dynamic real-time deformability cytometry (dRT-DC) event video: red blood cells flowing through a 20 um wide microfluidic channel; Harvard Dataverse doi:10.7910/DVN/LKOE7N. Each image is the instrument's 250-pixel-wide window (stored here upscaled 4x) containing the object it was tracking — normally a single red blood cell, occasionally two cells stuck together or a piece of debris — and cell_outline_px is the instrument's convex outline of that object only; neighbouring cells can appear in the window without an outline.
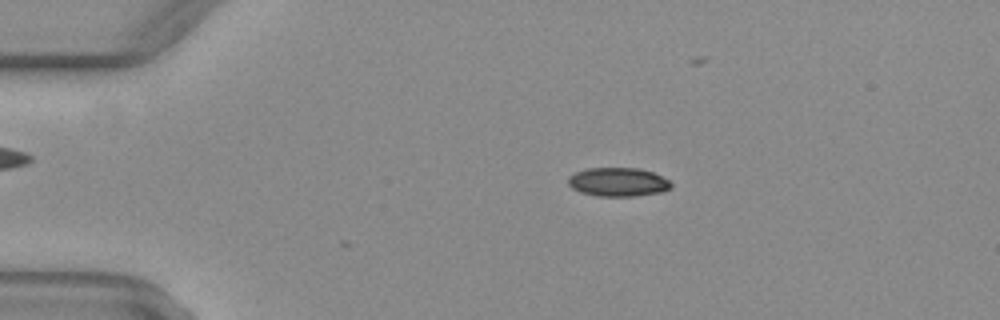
{"species": "common noctule bat (a hibernating species)", "species_latin": "Nyctalus noctula", "temperature_condition": "warm", "stored_images_in_passage": 9, "camera_frame_rate_fps": 3000, "um_per_image_px": 0.085, "animal": {"sex": "female", "body_mass_g": 29.2, "forearm_length_mm": 56.3}, "frame": {"image": 1, "passage_image": 7, "time_ms": 2.0, "image_size_px": [1000, 320], "cell_outline_px": [[672, 188], [660, 192], [632, 196], [596, 196], [580, 192], [572, 188], [568, 184], [568, 176], [576, 172], [588, 168], [640, 168], [652, 172], [668, 180], [672, 184]], "centroid_in_image_um": [52.51, 15.47], "position_along_channel_um": 32.5, "area_um2": 17.22}}